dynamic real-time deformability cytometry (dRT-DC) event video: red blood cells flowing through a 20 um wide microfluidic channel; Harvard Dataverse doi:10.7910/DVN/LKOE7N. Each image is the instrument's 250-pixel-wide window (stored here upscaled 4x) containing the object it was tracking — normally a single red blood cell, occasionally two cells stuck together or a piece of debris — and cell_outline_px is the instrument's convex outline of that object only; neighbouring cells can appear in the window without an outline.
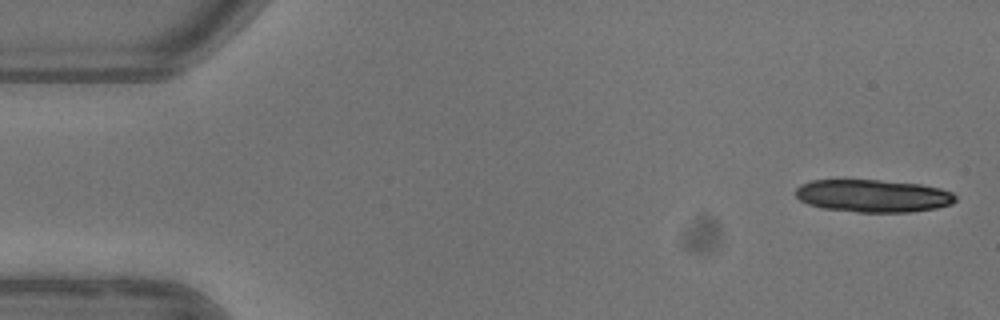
{"species": "common noctule bat (a hibernating species)", "species_latin": "Nyctalus noctula", "temperature_condition": "warm", "stored_images_in_passage": 5, "segment_of_instrument_passage": [1, 2], "camera_frame_rate_fps": 3000, "um_per_image_px": 0.085, "animal": {"sex": "female"}, "frame": {"image": 1, "passage_image": 1, "time_ms": 0.0, "image_size_px": [1000, 320], "cell_outline_px": [[956, 200], [952, 204], [936, 208], [912, 212], [856, 212], [820, 208], [808, 204], [800, 200], [796, 196], [796, 188], [800, 184], [812, 180], [880, 180], [920, 184], [940, 188], [952, 192], [956, 196]], "centroid_in_image_um": [74.21, 16.65], "position_along_channel_um": 10.8, "area_um2": 30.58}}